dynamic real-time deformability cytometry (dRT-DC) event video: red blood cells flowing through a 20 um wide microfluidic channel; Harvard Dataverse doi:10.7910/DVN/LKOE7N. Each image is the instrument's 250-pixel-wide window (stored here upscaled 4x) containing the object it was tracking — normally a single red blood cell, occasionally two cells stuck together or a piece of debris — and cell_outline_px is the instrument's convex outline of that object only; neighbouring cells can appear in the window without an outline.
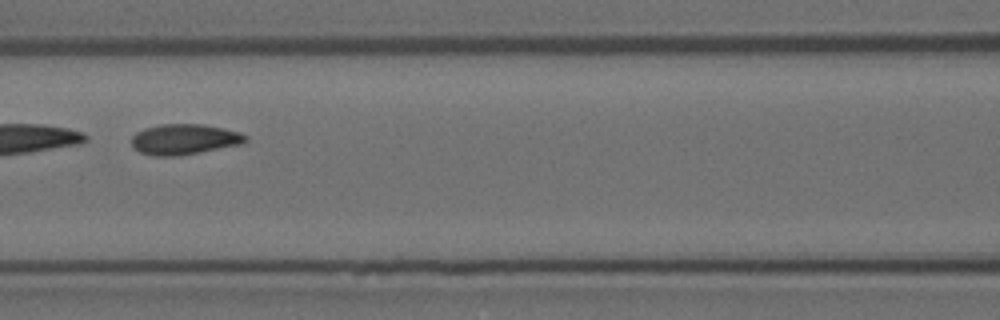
{"species": "Egyptian fruit bat (a non-hibernating species)", "species_latin": "Rousettus aegyptiacus", "temperature_condition": "room temperature", "stored_images_in_passage": 14, "camera_frame_rate_fps": 3000, "um_per_image_px": 0.085, "animal": {"sex": "female"}, "frame": {"image": 1, "passage_image": 8, "time_ms": 2.333, "image_size_px": [1000, 320], "cell_outline_px": [[248, 140], [244, 144], [200, 152], [176, 156], [156, 156], [140, 152], [132, 144], [132, 136], [136, 132], [144, 128], [160, 124], [204, 124], [224, 128], [240, 132], [248, 136]], "centroid_in_image_um": [15.72, 11.83], "position_along_channel_um": 150.9, "area_um2": 20.4}}
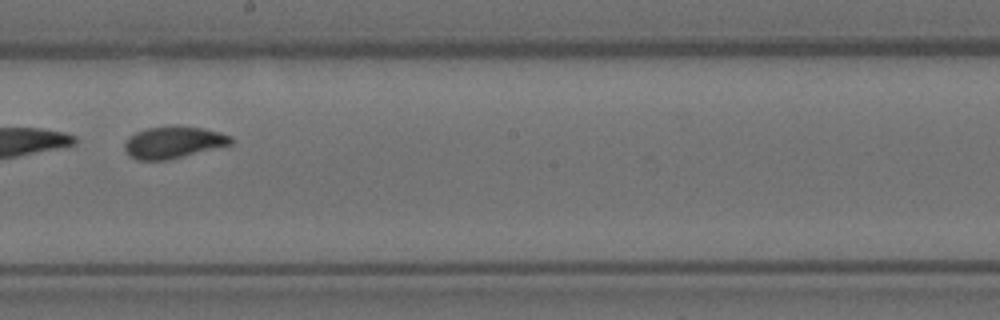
{"frame": {"image": 2, "passage_image": 10, "time_ms": 3.0, "image_size_px": [1000, 320], "cell_outline_px": [[232, 144], [168, 160], [136, 160], [128, 156], [124, 148], [124, 144], [128, 136], [136, 132], [148, 128], [204, 128], [220, 132], [232, 136]], "centroid_in_image_um": [14.71, 12.14], "position_along_channel_um": 233.5, "area_um2": 19.31}}
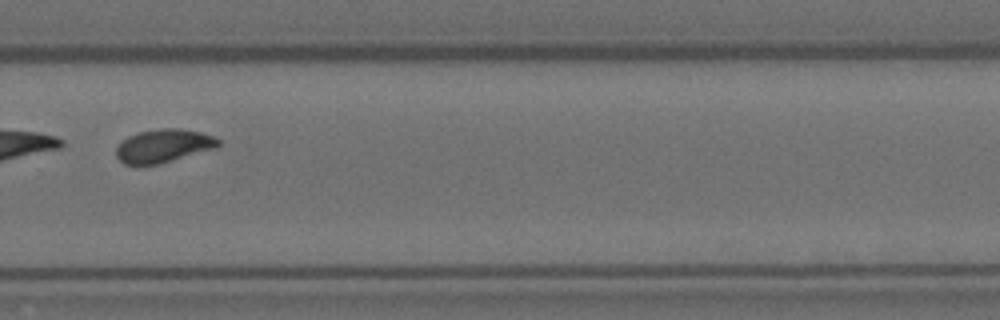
{"frame": {"image": 3, "passage_image": 12, "time_ms": 3.667, "image_size_px": [1000, 320], "cell_outline_px": [[220, 144], [216, 148], [160, 164], [124, 164], [116, 156], [116, 148], [128, 136], [140, 132], [160, 128], [180, 128], [200, 132], [212, 136], [220, 140]], "centroid_in_image_um": [13.92, 12.39], "position_along_channel_um": 315.9, "area_um2": 19.65}}